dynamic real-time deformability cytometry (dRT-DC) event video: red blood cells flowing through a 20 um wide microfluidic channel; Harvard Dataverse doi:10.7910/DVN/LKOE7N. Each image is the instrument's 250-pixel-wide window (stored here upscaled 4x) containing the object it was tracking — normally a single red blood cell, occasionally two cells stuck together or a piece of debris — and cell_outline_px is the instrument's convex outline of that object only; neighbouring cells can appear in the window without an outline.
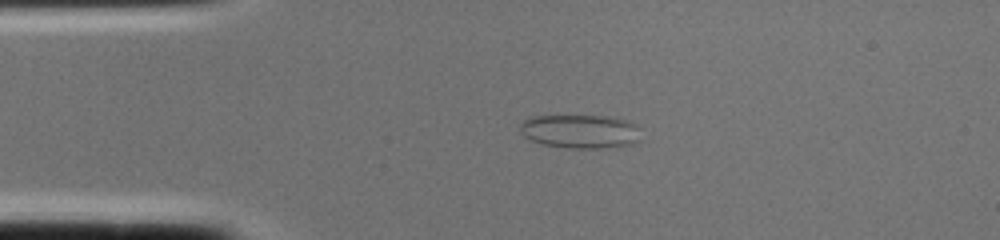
{"species": "common noctule bat (a hibernating species)", "species_latin": "Nyctalus noctula", "temperature_condition": "cold", "stored_images_in_passage": 1, "camera_frame_rate_fps": 3000, "um_per_image_px": 0.085, "animal": {"sex": "female", "body_mass_g": 22.0, "forearm_length_mm": 56.7}, "frame": {"image": 1, "passage_image": 1, "time_ms": 0.0, "image_size_px": [1000, 240], "cell_outline_px": [[640, 144], [608, 148], [568, 148], [544, 144], [532, 140], [524, 136], [520, 128], [520, 124], [524, 120], [532, 116], [608, 116], [628, 120], [636, 124], [640, 140]], "centroid_in_image_um": [49.39, 11.18], "position_along_channel_um": 35.6, "area_um2": 23.99}}